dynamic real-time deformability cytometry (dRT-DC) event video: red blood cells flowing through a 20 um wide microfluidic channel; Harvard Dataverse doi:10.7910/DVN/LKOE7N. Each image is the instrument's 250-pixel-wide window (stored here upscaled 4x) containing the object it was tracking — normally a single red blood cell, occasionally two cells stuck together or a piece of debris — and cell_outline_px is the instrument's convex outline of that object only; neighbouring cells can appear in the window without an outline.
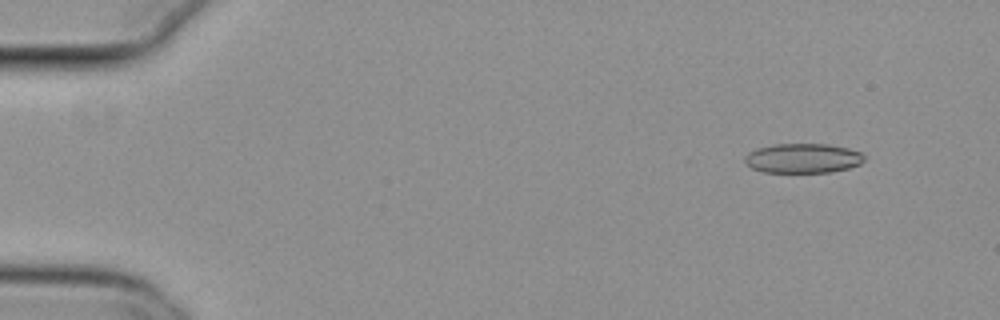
{"species": "common noctule bat (a hibernating species)", "species_latin": "Nyctalus noctula", "temperature_condition": "cold", "stored_images_in_passage": 54, "camera_frame_rate_fps": 3000, "um_per_image_px": 0.085, "animal": {"sex": "female", "body_mass_g": 29.2, "forearm_length_mm": 56.3}, "frame": {"image": 1, "passage_image": 5, "time_ms": 1.333, "image_size_px": [1000, 320], "cell_outline_px": [[864, 160], [860, 164], [848, 168], [828, 172], [764, 172], [752, 168], [744, 160], [744, 156], [748, 152], [756, 148], [772, 144], [828, 144], [848, 148], [860, 152], [864, 156]], "centroid_in_image_um": [68.22, 13.44], "position_along_channel_um": 16.8, "area_um2": 20.58}}
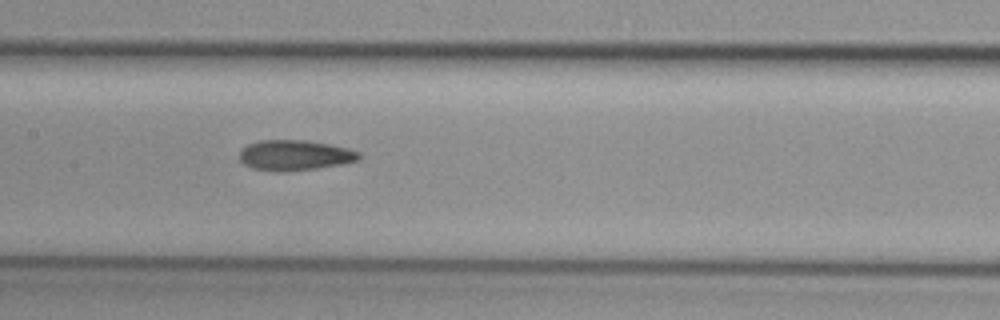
{"frame": {"image": 2, "passage_image": 27, "time_ms": 8.667, "image_size_px": [1000, 320], "cell_outline_px": [[360, 160], [344, 164], [288, 172], [280, 172], [252, 168], [244, 164], [240, 160], [240, 148], [248, 144], [260, 140], [304, 140], [328, 144], [348, 148], [360, 152]], "centroid_in_image_um": [25.06, 13.2], "position_along_channel_um": 182.3, "area_um2": 21.33}}
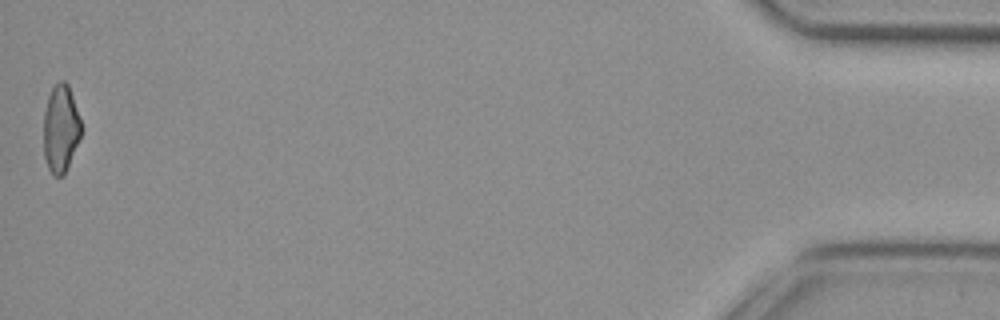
{"frame": {"image": 3, "passage_image": 54, "time_ms": 17.667, "image_size_px": [1000, 320], "cell_outline_px": [[80, 136], [64, 176], [56, 176], [48, 168], [44, 156], [44, 112], [48, 96], [52, 88], [60, 80], [64, 80], [68, 84], [80, 120]], "centroid_in_image_um": [5.14, 10.93], "position_along_channel_um": 430.1, "area_um2": 18.79}, "authors_computed_cell_mechanics": {"area_um2": 20.7791, "velocity_mm_per_s": 3.823, "shape_relaxation_time_tau1_ms": 10.2093, "shape_relaxation_time_tau2_ms": 8.1671, "deformation_change_tau1": 0.1778, "deformation_change_tau2": 0.1659}}